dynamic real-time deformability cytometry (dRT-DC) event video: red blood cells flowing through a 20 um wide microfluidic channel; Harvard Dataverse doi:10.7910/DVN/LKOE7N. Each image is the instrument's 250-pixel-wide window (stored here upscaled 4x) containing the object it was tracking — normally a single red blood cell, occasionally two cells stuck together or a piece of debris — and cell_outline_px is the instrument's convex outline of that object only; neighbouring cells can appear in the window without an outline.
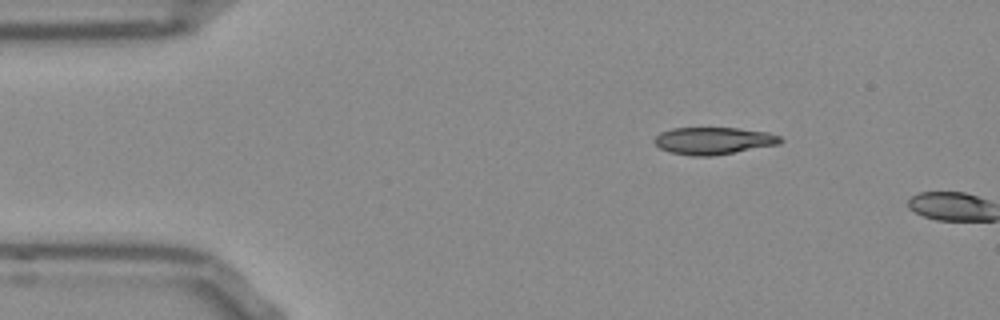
{"species": "Egyptian fruit bat (a non-hibernating species)", "species_latin": "Rousettus aegyptiacus", "temperature_condition": "room temperature", "stored_images_in_passage": 2, "camera_frame_rate_fps": 3000, "um_per_image_px": 0.085, "frame": {"image": 1, "passage_image": 1, "time_ms": 0.0, "image_size_px": [1000, 320], "cell_outline_px": [[784, 140], [780, 144], [712, 156], [692, 156], [668, 152], [660, 148], [652, 140], [660, 132], [672, 128], [740, 128], [768, 132], [780, 136]], "centroid_in_image_um": [60.64, 11.96], "position_along_channel_um": 24.4, "area_um2": 20.11}}